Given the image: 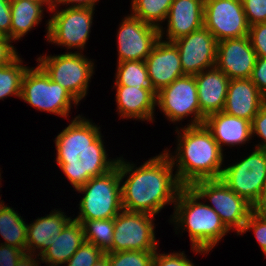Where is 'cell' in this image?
Here are the masks:
<instances>
[{
    "instance_id": "cell-1",
    "label": "cell",
    "mask_w": 266,
    "mask_h": 266,
    "mask_svg": "<svg viewBox=\"0 0 266 266\" xmlns=\"http://www.w3.org/2000/svg\"><path fill=\"white\" fill-rule=\"evenodd\" d=\"M166 152L136 169L133 164L118 159L120 179L130 174L121 186L123 210L155 216L166 204L176 202L183 186L173 175L174 165Z\"/></svg>"
},
{
    "instance_id": "cell-2",
    "label": "cell",
    "mask_w": 266,
    "mask_h": 266,
    "mask_svg": "<svg viewBox=\"0 0 266 266\" xmlns=\"http://www.w3.org/2000/svg\"><path fill=\"white\" fill-rule=\"evenodd\" d=\"M99 129L79 115L55 138L56 162L75 189L117 164L118 158L107 160Z\"/></svg>"
},
{
    "instance_id": "cell-3",
    "label": "cell",
    "mask_w": 266,
    "mask_h": 266,
    "mask_svg": "<svg viewBox=\"0 0 266 266\" xmlns=\"http://www.w3.org/2000/svg\"><path fill=\"white\" fill-rule=\"evenodd\" d=\"M178 138L176 157L169 158L178 166L176 176L183 187L199 180L220 179L223 169V149L204 124L187 126ZM177 158V159H176ZM176 161V162H175Z\"/></svg>"
},
{
    "instance_id": "cell-4",
    "label": "cell",
    "mask_w": 266,
    "mask_h": 266,
    "mask_svg": "<svg viewBox=\"0 0 266 266\" xmlns=\"http://www.w3.org/2000/svg\"><path fill=\"white\" fill-rule=\"evenodd\" d=\"M199 199L191 187H182L176 198L173 222L188 229L196 253H208L229 229L217 212L207 204L197 202Z\"/></svg>"
},
{
    "instance_id": "cell-5",
    "label": "cell",
    "mask_w": 266,
    "mask_h": 266,
    "mask_svg": "<svg viewBox=\"0 0 266 266\" xmlns=\"http://www.w3.org/2000/svg\"><path fill=\"white\" fill-rule=\"evenodd\" d=\"M119 167L91 178L76 189L85 195L80 201V212L74 220H97L114 218L123 210Z\"/></svg>"
},
{
    "instance_id": "cell-6",
    "label": "cell",
    "mask_w": 266,
    "mask_h": 266,
    "mask_svg": "<svg viewBox=\"0 0 266 266\" xmlns=\"http://www.w3.org/2000/svg\"><path fill=\"white\" fill-rule=\"evenodd\" d=\"M20 98L40 111L62 117H67L72 102L78 104L68 90L51 80L39 65L35 69L27 68L22 79Z\"/></svg>"
},
{
    "instance_id": "cell-7",
    "label": "cell",
    "mask_w": 266,
    "mask_h": 266,
    "mask_svg": "<svg viewBox=\"0 0 266 266\" xmlns=\"http://www.w3.org/2000/svg\"><path fill=\"white\" fill-rule=\"evenodd\" d=\"M38 65L51 80L59 83L79 102L86 96L88 82L93 74L92 61L80 53L40 56Z\"/></svg>"
},
{
    "instance_id": "cell-8",
    "label": "cell",
    "mask_w": 266,
    "mask_h": 266,
    "mask_svg": "<svg viewBox=\"0 0 266 266\" xmlns=\"http://www.w3.org/2000/svg\"><path fill=\"white\" fill-rule=\"evenodd\" d=\"M200 197L208 198L210 206L220 216L221 221L230 230L241 232L253 206L232 191L221 179L199 180L190 186Z\"/></svg>"
},
{
    "instance_id": "cell-9",
    "label": "cell",
    "mask_w": 266,
    "mask_h": 266,
    "mask_svg": "<svg viewBox=\"0 0 266 266\" xmlns=\"http://www.w3.org/2000/svg\"><path fill=\"white\" fill-rule=\"evenodd\" d=\"M220 179L253 206L266 186V151L256 148L241 162L224 168Z\"/></svg>"
},
{
    "instance_id": "cell-10",
    "label": "cell",
    "mask_w": 266,
    "mask_h": 266,
    "mask_svg": "<svg viewBox=\"0 0 266 266\" xmlns=\"http://www.w3.org/2000/svg\"><path fill=\"white\" fill-rule=\"evenodd\" d=\"M153 218L149 213L120 211L114 217V238L107 252L156 251Z\"/></svg>"
},
{
    "instance_id": "cell-11",
    "label": "cell",
    "mask_w": 266,
    "mask_h": 266,
    "mask_svg": "<svg viewBox=\"0 0 266 266\" xmlns=\"http://www.w3.org/2000/svg\"><path fill=\"white\" fill-rule=\"evenodd\" d=\"M156 105L170 121H180L183 117L194 114V119L187 126L204 124L198 102L196 79L193 75H184L174 80L169 86L158 92Z\"/></svg>"
},
{
    "instance_id": "cell-12",
    "label": "cell",
    "mask_w": 266,
    "mask_h": 266,
    "mask_svg": "<svg viewBox=\"0 0 266 266\" xmlns=\"http://www.w3.org/2000/svg\"><path fill=\"white\" fill-rule=\"evenodd\" d=\"M203 19L217 42L249 34L242 0H204Z\"/></svg>"
},
{
    "instance_id": "cell-13",
    "label": "cell",
    "mask_w": 266,
    "mask_h": 266,
    "mask_svg": "<svg viewBox=\"0 0 266 266\" xmlns=\"http://www.w3.org/2000/svg\"><path fill=\"white\" fill-rule=\"evenodd\" d=\"M94 8L68 7L47 23V40L69 48L83 49L89 38Z\"/></svg>"
},
{
    "instance_id": "cell-14",
    "label": "cell",
    "mask_w": 266,
    "mask_h": 266,
    "mask_svg": "<svg viewBox=\"0 0 266 266\" xmlns=\"http://www.w3.org/2000/svg\"><path fill=\"white\" fill-rule=\"evenodd\" d=\"M178 48L184 75H197L216 66L217 41L211 32L202 27L173 41Z\"/></svg>"
},
{
    "instance_id": "cell-15",
    "label": "cell",
    "mask_w": 266,
    "mask_h": 266,
    "mask_svg": "<svg viewBox=\"0 0 266 266\" xmlns=\"http://www.w3.org/2000/svg\"><path fill=\"white\" fill-rule=\"evenodd\" d=\"M117 35L118 62L145 61L160 39L159 28L133 15L124 19Z\"/></svg>"
},
{
    "instance_id": "cell-16",
    "label": "cell",
    "mask_w": 266,
    "mask_h": 266,
    "mask_svg": "<svg viewBox=\"0 0 266 266\" xmlns=\"http://www.w3.org/2000/svg\"><path fill=\"white\" fill-rule=\"evenodd\" d=\"M256 58L248 35L217 42L216 67L229 79L250 78Z\"/></svg>"
},
{
    "instance_id": "cell-17",
    "label": "cell",
    "mask_w": 266,
    "mask_h": 266,
    "mask_svg": "<svg viewBox=\"0 0 266 266\" xmlns=\"http://www.w3.org/2000/svg\"><path fill=\"white\" fill-rule=\"evenodd\" d=\"M145 63L148 76L157 92L184 76L178 48L173 42L159 39Z\"/></svg>"
},
{
    "instance_id": "cell-18",
    "label": "cell",
    "mask_w": 266,
    "mask_h": 266,
    "mask_svg": "<svg viewBox=\"0 0 266 266\" xmlns=\"http://www.w3.org/2000/svg\"><path fill=\"white\" fill-rule=\"evenodd\" d=\"M265 104L266 98L250 78L230 79L223 112L252 122Z\"/></svg>"
},
{
    "instance_id": "cell-19",
    "label": "cell",
    "mask_w": 266,
    "mask_h": 266,
    "mask_svg": "<svg viewBox=\"0 0 266 266\" xmlns=\"http://www.w3.org/2000/svg\"><path fill=\"white\" fill-rule=\"evenodd\" d=\"M201 114L207 116L223 111L230 82L216 66L195 75Z\"/></svg>"
},
{
    "instance_id": "cell-20",
    "label": "cell",
    "mask_w": 266,
    "mask_h": 266,
    "mask_svg": "<svg viewBox=\"0 0 266 266\" xmlns=\"http://www.w3.org/2000/svg\"><path fill=\"white\" fill-rule=\"evenodd\" d=\"M204 0H173L168 19V42L199 30L204 26Z\"/></svg>"
},
{
    "instance_id": "cell-21",
    "label": "cell",
    "mask_w": 266,
    "mask_h": 266,
    "mask_svg": "<svg viewBox=\"0 0 266 266\" xmlns=\"http://www.w3.org/2000/svg\"><path fill=\"white\" fill-rule=\"evenodd\" d=\"M204 125L221 149L222 143L234 146L244 144L252 137L251 121L223 111L207 116Z\"/></svg>"
},
{
    "instance_id": "cell-22",
    "label": "cell",
    "mask_w": 266,
    "mask_h": 266,
    "mask_svg": "<svg viewBox=\"0 0 266 266\" xmlns=\"http://www.w3.org/2000/svg\"><path fill=\"white\" fill-rule=\"evenodd\" d=\"M84 231L82 224L76 220H70L61 230L58 236H53L51 245L40 255L42 262L49 266L65 264L78 248L84 243Z\"/></svg>"
},
{
    "instance_id": "cell-23",
    "label": "cell",
    "mask_w": 266,
    "mask_h": 266,
    "mask_svg": "<svg viewBox=\"0 0 266 266\" xmlns=\"http://www.w3.org/2000/svg\"><path fill=\"white\" fill-rule=\"evenodd\" d=\"M115 86L118 112L122 117L153 120L156 97L150 91L137 86Z\"/></svg>"
},
{
    "instance_id": "cell-24",
    "label": "cell",
    "mask_w": 266,
    "mask_h": 266,
    "mask_svg": "<svg viewBox=\"0 0 266 266\" xmlns=\"http://www.w3.org/2000/svg\"><path fill=\"white\" fill-rule=\"evenodd\" d=\"M64 212L55 210L46 217H41L27 226L26 253H34L40 249L41 255L50 245L53 236H58L64 226L71 220L63 215ZM33 248V249H32Z\"/></svg>"
},
{
    "instance_id": "cell-25",
    "label": "cell",
    "mask_w": 266,
    "mask_h": 266,
    "mask_svg": "<svg viewBox=\"0 0 266 266\" xmlns=\"http://www.w3.org/2000/svg\"><path fill=\"white\" fill-rule=\"evenodd\" d=\"M43 4H48L49 10L53 2H37L31 0H16L10 2L11 27L10 40H18L24 36L42 19Z\"/></svg>"
},
{
    "instance_id": "cell-26",
    "label": "cell",
    "mask_w": 266,
    "mask_h": 266,
    "mask_svg": "<svg viewBox=\"0 0 266 266\" xmlns=\"http://www.w3.org/2000/svg\"><path fill=\"white\" fill-rule=\"evenodd\" d=\"M0 202V234L4 244L20 248L26 252L27 226L13 208Z\"/></svg>"
},
{
    "instance_id": "cell-27",
    "label": "cell",
    "mask_w": 266,
    "mask_h": 266,
    "mask_svg": "<svg viewBox=\"0 0 266 266\" xmlns=\"http://www.w3.org/2000/svg\"><path fill=\"white\" fill-rule=\"evenodd\" d=\"M115 85H127L142 87L150 91L156 98L158 92L155 90L145 61H122L118 62Z\"/></svg>"
},
{
    "instance_id": "cell-28",
    "label": "cell",
    "mask_w": 266,
    "mask_h": 266,
    "mask_svg": "<svg viewBox=\"0 0 266 266\" xmlns=\"http://www.w3.org/2000/svg\"><path fill=\"white\" fill-rule=\"evenodd\" d=\"M173 0H132V13L134 17L142 22L159 28L160 39L162 40L163 30L160 24L166 19Z\"/></svg>"
},
{
    "instance_id": "cell-29",
    "label": "cell",
    "mask_w": 266,
    "mask_h": 266,
    "mask_svg": "<svg viewBox=\"0 0 266 266\" xmlns=\"http://www.w3.org/2000/svg\"><path fill=\"white\" fill-rule=\"evenodd\" d=\"M76 221L82 224L85 241L94 244L104 253L112 247L114 218Z\"/></svg>"
},
{
    "instance_id": "cell-30",
    "label": "cell",
    "mask_w": 266,
    "mask_h": 266,
    "mask_svg": "<svg viewBox=\"0 0 266 266\" xmlns=\"http://www.w3.org/2000/svg\"><path fill=\"white\" fill-rule=\"evenodd\" d=\"M17 56L10 64L0 67V99L9 95L21 96L22 79L28 67Z\"/></svg>"
},
{
    "instance_id": "cell-31",
    "label": "cell",
    "mask_w": 266,
    "mask_h": 266,
    "mask_svg": "<svg viewBox=\"0 0 266 266\" xmlns=\"http://www.w3.org/2000/svg\"><path fill=\"white\" fill-rule=\"evenodd\" d=\"M155 251L105 252L109 266H152Z\"/></svg>"
},
{
    "instance_id": "cell-32",
    "label": "cell",
    "mask_w": 266,
    "mask_h": 266,
    "mask_svg": "<svg viewBox=\"0 0 266 266\" xmlns=\"http://www.w3.org/2000/svg\"><path fill=\"white\" fill-rule=\"evenodd\" d=\"M105 253L92 243L84 241L72 257L66 262L67 266H92Z\"/></svg>"
},
{
    "instance_id": "cell-33",
    "label": "cell",
    "mask_w": 266,
    "mask_h": 266,
    "mask_svg": "<svg viewBox=\"0 0 266 266\" xmlns=\"http://www.w3.org/2000/svg\"><path fill=\"white\" fill-rule=\"evenodd\" d=\"M248 25L266 22V0H242Z\"/></svg>"
},
{
    "instance_id": "cell-34",
    "label": "cell",
    "mask_w": 266,
    "mask_h": 266,
    "mask_svg": "<svg viewBox=\"0 0 266 266\" xmlns=\"http://www.w3.org/2000/svg\"><path fill=\"white\" fill-rule=\"evenodd\" d=\"M248 229H253L259 246L266 255V219L252 211L239 234L247 232Z\"/></svg>"
},
{
    "instance_id": "cell-35",
    "label": "cell",
    "mask_w": 266,
    "mask_h": 266,
    "mask_svg": "<svg viewBox=\"0 0 266 266\" xmlns=\"http://www.w3.org/2000/svg\"><path fill=\"white\" fill-rule=\"evenodd\" d=\"M248 36L256 55L266 58V22L249 26Z\"/></svg>"
},
{
    "instance_id": "cell-36",
    "label": "cell",
    "mask_w": 266,
    "mask_h": 266,
    "mask_svg": "<svg viewBox=\"0 0 266 266\" xmlns=\"http://www.w3.org/2000/svg\"><path fill=\"white\" fill-rule=\"evenodd\" d=\"M152 266H194V264L186 258L183 252H175V254H158L155 251Z\"/></svg>"
},
{
    "instance_id": "cell-37",
    "label": "cell",
    "mask_w": 266,
    "mask_h": 266,
    "mask_svg": "<svg viewBox=\"0 0 266 266\" xmlns=\"http://www.w3.org/2000/svg\"><path fill=\"white\" fill-rule=\"evenodd\" d=\"M250 80L266 98V58L257 56Z\"/></svg>"
},
{
    "instance_id": "cell-38",
    "label": "cell",
    "mask_w": 266,
    "mask_h": 266,
    "mask_svg": "<svg viewBox=\"0 0 266 266\" xmlns=\"http://www.w3.org/2000/svg\"><path fill=\"white\" fill-rule=\"evenodd\" d=\"M252 136L253 133L262 138V143L256 145V148L266 151V104L258 111L251 122Z\"/></svg>"
},
{
    "instance_id": "cell-39",
    "label": "cell",
    "mask_w": 266,
    "mask_h": 266,
    "mask_svg": "<svg viewBox=\"0 0 266 266\" xmlns=\"http://www.w3.org/2000/svg\"><path fill=\"white\" fill-rule=\"evenodd\" d=\"M25 253L20 248L1 243L0 266H15Z\"/></svg>"
},
{
    "instance_id": "cell-40",
    "label": "cell",
    "mask_w": 266,
    "mask_h": 266,
    "mask_svg": "<svg viewBox=\"0 0 266 266\" xmlns=\"http://www.w3.org/2000/svg\"><path fill=\"white\" fill-rule=\"evenodd\" d=\"M11 6L9 0H0V32L10 39Z\"/></svg>"
},
{
    "instance_id": "cell-41",
    "label": "cell",
    "mask_w": 266,
    "mask_h": 266,
    "mask_svg": "<svg viewBox=\"0 0 266 266\" xmlns=\"http://www.w3.org/2000/svg\"><path fill=\"white\" fill-rule=\"evenodd\" d=\"M9 42L11 43V40L5 36L0 40V67L10 64L18 56Z\"/></svg>"
},
{
    "instance_id": "cell-42",
    "label": "cell",
    "mask_w": 266,
    "mask_h": 266,
    "mask_svg": "<svg viewBox=\"0 0 266 266\" xmlns=\"http://www.w3.org/2000/svg\"><path fill=\"white\" fill-rule=\"evenodd\" d=\"M98 0H53L52 8L50 9L51 12L56 10L57 4H69V3H76L75 5L69 7H83V8H94L95 2Z\"/></svg>"
},
{
    "instance_id": "cell-43",
    "label": "cell",
    "mask_w": 266,
    "mask_h": 266,
    "mask_svg": "<svg viewBox=\"0 0 266 266\" xmlns=\"http://www.w3.org/2000/svg\"><path fill=\"white\" fill-rule=\"evenodd\" d=\"M253 212L266 219V186L262 190L258 201L253 205Z\"/></svg>"
},
{
    "instance_id": "cell-44",
    "label": "cell",
    "mask_w": 266,
    "mask_h": 266,
    "mask_svg": "<svg viewBox=\"0 0 266 266\" xmlns=\"http://www.w3.org/2000/svg\"><path fill=\"white\" fill-rule=\"evenodd\" d=\"M33 254L25 253L15 266H38Z\"/></svg>"
},
{
    "instance_id": "cell-45",
    "label": "cell",
    "mask_w": 266,
    "mask_h": 266,
    "mask_svg": "<svg viewBox=\"0 0 266 266\" xmlns=\"http://www.w3.org/2000/svg\"><path fill=\"white\" fill-rule=\"evenodd\" d=\"M92 266H109V261L107 258V255L104 254L96 263H94Z\"/></svg>"
},
{
    "instance_id": "cell-46",
    "label": "cell",
    "mask_w": 266,
    "mask_h": 266,
    "mask_svg": "<svg viewBox=\"0 0 266 266\" xmlns=\"http://www.w3.org/2000/svg\"><path fill=\"white\" fill-rule=\"evenodd\" d=\"M10 2L16 1V0H9ZM31 1H37V2H53V0H31Z\"/></svg>"
},
{
    "instance_id": "cell-47",
    "label": "cell",
    "mask_w": 266,
    "mask_h": 266,
    "mask_svg": "<svg viewBox=\"0 0 266 266\" xmlns=\"http://www.w3.org/2000/svg\"><path fill=\"white\" fill-rule=\"evenodd\" d=\"M3 37H4L3 34L0 32V40H1Z\"/></svg>"
}]
</instances>
